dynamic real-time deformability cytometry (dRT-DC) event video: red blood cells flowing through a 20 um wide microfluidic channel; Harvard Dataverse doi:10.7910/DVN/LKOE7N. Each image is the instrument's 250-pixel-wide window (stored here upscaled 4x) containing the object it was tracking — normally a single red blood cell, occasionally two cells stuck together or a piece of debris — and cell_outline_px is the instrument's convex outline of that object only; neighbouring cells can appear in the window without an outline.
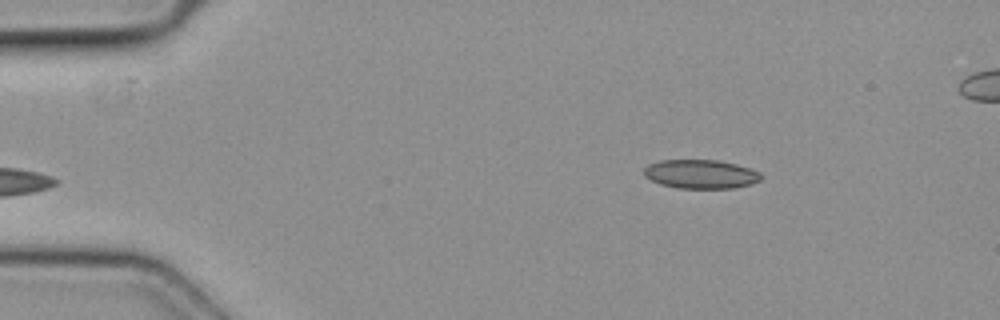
{"species": "common noctule bat (a hibernating species)", "species_latin": "Nyctalus noctula", "temperature_condition": "cold", "stored_images_in_passage": 3, "camera_frame_rate_fps": 3000, "um_per_image_px": 0.085, "animal": {"sex": "female", "body_mass_g": 19.3, "forearm_length_mm": 54.1}, "frame": {"image": 1, "passage_image": 3, "time_ms": 0.667, "image_size_px": [1000, 320], "cell_outline_px": [[760, 180], [752, 184], [732, 188], [680, 188], [660, 184], [644, 176], [644, 168], [648, 164], [660, 160], [716, 160], [736, 164], [760, 172]], "centroid_in_image_um": [59.54, 14.79], "position_along_channel_um": 25.5, "area_um2": 19.59}}